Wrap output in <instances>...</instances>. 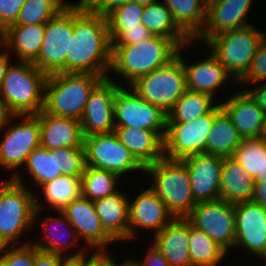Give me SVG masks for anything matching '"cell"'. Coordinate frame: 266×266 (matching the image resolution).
<instances>
[{
  "label": "cell",
  "instance_id": "9",
  "mask_svg": "<svg viewBox=\"0 0 266 266\" xmlns=\"http://www.w3.org/2000/svg\"><path fill=\"white\" fill-rule=\"evenodd\" d=\"M129 87L168 113L187 90L183 63L176 57L166 66L138 77Z\"/></svg>",
  "mask_w": 266,
  "mask_h": 266
},
{
  "label": "cell",
  "instance_id": "13",
  "mask_svg": "<svg viewBox=\"0 0 266 266\" xmlns=\"http://www.w3.org/2000/svg\"><path fill=\"white\" fill-rule=\"evenodd\" d=\"M115 127H131L149 131H166L167 113L141 98L124 83L114 99Z\"/></svg>",
  "mask_w": 266,
  "mask_h": 266
},
{
  "label": "cell",
  "instance_id": "25",
  "mask_svg": "<svg viewBox=\"0 0 266 266\" xmlns=\"http://www.w3.org/2000/svg\"><path fill=\"white\" fill-rule=\"evenodd\" d=\"M114 132L122 144L144 168L165 157L164 136L166 131L115 127Z\"/></svg>",
  "mask_w": 266,
  "mask_h": 266
},
{
  "label": "cell",
  "instance_id": "14",
  "mask_svg": "<svg viewBox=\"0 0 266 266\" xmlns=\"http://www.w3.org/2000/svg\"><path fill=\"white\" fill-rule=\"evenodd\" d=\"M214 122V109L189 122H167L164 156L172 160L206 153V142Z\"/></svg>",
  "mask_w": 266,
  "mask_h": 266
},
{
  "label": "cell",
  "instance_id": "46",
  "mask_svg": "<svg viewBox=\"0 0 266 266\" xmlns=\"http://www.w3.org/2000/svg\"><path fill=\"white\" fill-rule=\"evenodd\" d=\"M133 0H77L86 10L106 16L113 9Z\"/></svg>",
  "mask_w": 266,
  "mask_h": 266
},
{
  "label": "cell",
  "instance_id": "23",
  "mask_svg": "<svg viewBox=\"0 0 266 266\" xmlns=\"http://www.w3.org/2000/svg\"><path fill=\"white\" fill-rule=\"evenodd\" d=\"M220 104L243 140L259 138L265 112L245 90H235L226 99H221Z\"/></svg>",
  "mask_w": 266,
  "mask_h": 266
},
{
  "label": "cell",
  "instance_id": "29",
  "mask_svg": "<svg viewBox=\"0 0 266 266\" xmlns=\"http://www.w3.org/2000/svg\"><path fill=\"white\" fill-rule=\"evenodd\" d=\"M81 189V177L61 175L38 189L35 188V209H41L43 212L45 208L61 211L73 200L81 197Z\"/></svg>",
  "mask_w": 266,
  "mask_h": 266
},
{
  "label": "cell",
  "instance_id": "32",
  "mask_svg": "<svg viewBox=\"0 0 266 266\" xmlns=\"http://www.w3.org/2000/svg\"><path fill=\"white\" fill-rule=\"evenodd\" d=\"M142 24L153 34L172 39L179 47L192 39L176 24L164 2L144 6Z\"/></svg>",
  "mask_w": 266,
  "mask_h": 266
},
{
  "label": "cell",
  "instance_id": "2",
  "mask_svg": "<svg viewBox=\"0 0 266 266\" xmlns=\"http://www.w3.org/2000/svg\"><path fill=\"white\" fill-rule=\"evenodd\" d=\"M179 48L172 39L157 35L136 44L112 45L108 77L119 76L118 84L125 81V86H129L138 77L169 64L177 57Z\"/></svg>",
  "mask_w": 266,
  "mask_h": 266
},
{
  "label": "cell",
  "instance_id": "24",
  "mask_svg": "<svg viewBox=\"0 0 266 266\" xmlns=\"http://www.w3.org/2000/svg\"><path fill=\"white\" fill-rule=\"evenodd\" d=\"M40 147L55 149L62 147L84 148V135L79 120L46 113H39Z\"/></svg>",
  "mask_w": 266,
  "mask_h": 266
},
{
  "label": "cell",
  "instance_id": "17",
  "mask_svg": "<svg viewBox=\"0 0 266 266\" xmlns=\"http://www.w3.org/2000/svg\"><path fill=\"white\" fill-rule=\"evenodd\" d=\"M236 217L235 251L256 259L266 254V208L253 201L234 204ZM244 251H243V250Z\"/></svg>",
  "mask_w": 266,
  "mask_h": 266
},
{
  "label": "cell",
  "instance_id": "6",
  "mask_svg": "<svg viewBox=\"0 0 266 266\" xmlns=\"http://www.w3.org/2000/svg\"><path fill=\"white\" fill-rule=\"evenodd\" d=\"M103 79L87 73H53L45 83L43 110L80 121L91 91Z\"/></svg>",
  "mask_w": 266,
  "mask_h": 266
},
{
  "label": "cell",
  "instance_id": "41",
  "mask_svg": "<svg viewBox=\"0 0 266 266\" xmlns=\"http://www.w3.org/2000/svg\"><path fill=\"white\" fill-rule=\"evenodd\" d=\"M58 154L59 169L62 175L82 177L86 163L84 148H55Z\"/></svg>",
  "mask_w": 266,
  "mask_h": 266
},
{
  "label": "cell",
  "instance_id": "21",
  "mask_svg": "<svg viewBox=\"0 0 266 266\" xmlns=\"http://www.w3.org/2000/svg\"><path fill=\"white\" fill-rule=\"evenodd\" d=\"M61 211L90 251H108L117 243L102 227L93 201L81 196Z\"/></svg>",
  "mask_w": 266,
  "mask_h": 266
},
{
  "label": "cell",
  "instance_id": "8",
  "mask_svg": "<svg viewBox=\"0 0 266 266\" xmlns=\"http://www.w3.org/2000/svg\"><path fill=\"white\" fill-rule=\"evenodd\" d=\"M266 35L249 25L219 34L204 43L238 83L247 73L257 49Z\"/></svg>",
  "mask_w": 266,
  "mask_h": 266
},
{
  "label": "cell",
  "instance_id": "12",
  "mask_svg": "<svg viewBox=\"0 0 266 266\" xmlns=\"http://www.w3.org/2000/svg\"><path fill=\"white\" fill-rule=\"evenodd\" d=\"M187 219L230 254L235 247L234 204L223 199L196 203Z\"/></svg>",
  "mask_w": 266,
  "mask_h": 266
},
{
  "label": "cell",
  "instance_id": "4",
  "mask_svg": "<svg viewBox=\"0 0 266 266\" xmlns=\"http://www.w3.org/2000/svg\"><path fill=\"white\" fill-rule=\"evenodd\" d=\"M0 182V247L29 244L21 236L34 229V192L13 179Z\"/></svg>",
  "mask_w": 266,
  "mask_h": 266
},
{
  "label": "cell",
  "instance_id": "39",
  "mask_svg": "<svg viewBox=\"0 0 266 266\" xmlns=\"http://www.w3.org/2000/svg\"><path fill=\"white\" fill-rule=\"evenodd\" d=\"M70 3L66 0H25L14 25L45 24Z\"/></svg>",
  "mask_w": 266,
  "mask_h": 266
},
{
  "label": "cell",
  "instance_id": "1",
  "mask_svg": "<svg viewBox=\"0 0 266 266\" xmlns=\"http://www.w3.org/2000/svg\"><path fill=\"white\" fill-rule=\"evenodd\" d=\"M111 59L112 40L106 16L88 11L74 1V28L66 55V73L107 78Z\"/></svg>",
  "mask_w": 266,
  "mask_h": 266
},
{
  "label": "cell",
  "instance_id": "10",
  "mask_svg": "<svg viewBox=\"0 0 266 266\" xmlns=\"http://www.w3.org/2000/svg\"><path fill=\"white\" fill-rule=\"evenodd\" d=\"M83 147L86 166L106 170L122 178L126 174L145 173V168L122 144L114 131L84 136Z\"/></svg>",
  "mask_w": 266,
  "mask_h": 266
},
{
  "label": "cell",
  "instance_id": "18",
  "mask_svg": "<svg viewBox=\"0 0 266 266\" xmlns=\"http://www.w3.org/2000/svg\"><path fill=\"white\" fill-rule=\"evenodd\" d=\"M103 78L91 91L80 119L84 136L115 130L114 99L119 79Z\"/></svg>",
  "mask_w": 266,
  "mask_h": 266
},
{
  "label": "cell",
  "instance_id": "40",
  "mask_svg": "<svg viewBox=\"0 0 266 266\" xmlns=\"http://www.w3.org/2000/svg\"><path fill=\"white\" fill-rule=\"evenodd\" d=\"M144 6L134 1L121 5L106 15L108 28H128L142 24Z\"/></svg>",
  "mask_w": 266,
  "mask_h": 266
},
{
  "label": "cell",
  "instance_id": "47",
  "mask_svg": "<svg viewBox=\"0 0 266 266\" xmlns=\"http://www.w3.org/2000/svg\"><path fill=\"white\" fill-rule=\"evenodd\" d=\"M113 255V256H112ZM113 252L108 251H90L86 253V266H125L130 259L124 257L122 262L117 263V258H114Z\"/></svg>",
  "mask_w": 266,
  "mask_h": 266
},
{
  "label": "cell",
  "instance_id": "42",
  "mask_svg": "<svg viewBox=\"0 0 266 266\" xmlns=\"http://www.w3.org/2000/svg\"><path fill=\"white\" fill-rule=\"evenodd\" d=\"M35 246L25 245L1 246L0 266H33Z\"/></svg>",
  "mask_w": 266,
  "mask_h": 266
},
{
  "label": "cell",
  "instance_id": "3",
  "mask_svg": "<svg viewBox=\"0 0 266 266\" xmlns=\"http://www.w3.org/2000/svg\"><path fill=\"white\" fill-rule=\"evenodd\" d=\"M47 77L32 62L13 61L0 85V104L9 115L39 114Z\"/></svg>",
  "mask_w": 266,
  "mask_h": 266
},
{
  "label": "cell",
  "instance_id": "60",
  "mask_svg": "<svg viewBox=\"0 0 266 266\" xmlns=\"http://www.w3.org/2000/svg\"><path fill=\"white\" fill-rule=\"evenodd\" d=\"M260 261L263 263V261L266 262V254L260 259Z\"/></svg>",
  "mask_w": 266,
  "mask_h": 266
},
{
  "label": "cell",
  "instance_id": "56",
  "mask_svg": "<svg viewBox=\"0 0 266 266\" xmlns=\"http://www.w3.org/2000/svg\"><path fill=\"white\" fill-rule=\"evenodd\" d=\"M134 2L141 4L142 6H148L153 3H157L161 0H133Z\"/></svg>",
  "mask_w": 266,
  "mask_h": 266
},
{
  "label": "cell",
  "instance_id": "55",
  "mask_svg": "<svg viewBox=\"0 0 266 266\" xmlns=\"http://www.w3.org/2000/svg\"><path fill=\"white\" fill-rule=\"evenodd\" d=\"M259 139L264 140L266 142V114L264 117V122L262 124L260 134H259Z\"/></svg>",
  "mask_w": 266,
  "mask_h": 266
},
{
  "label": "cell",
  "instance_id": "54",
  "mask_svg": "<svg viewBox=\"0 0 266 266\" xmlns=\"http://www.w3.org/2000/svg\"><path fill=\"white\" fill-rule=\"evenodd\" d=\"M8 116L9 114L7 113L5 108L0 104V133Z\"/></svg>",
  "mask_w": 266,
  "mask_h": 266
},
{
  "label": "cell",
  "instance_id": "52",
  "mask_svg": "<svg viewBox=\"0 0 266 266\" xmlns=\"http://www.w3.org/2000/svg\"><path fill=\"white\" fill-rule=\"evenodd\" d=\"M252 201L266 208V182H255Z\"/></svg>",
  "mask_w": 266,
  "mask_h": 266
},
{
  "label": "cell",
  "instance_id": "45",
  "mask_svg": "<svg viewBox=\"0 0 266 266\" xmlns=\"http://www.w3.org/2000/svg\"><path fill=\"white\" fill-rule=\"evenodd\" d=\"M25 0H0V28L5 32L16 20Z\"/></svg>",
  "mask_w": 266,
  "mask_h": 266
},
{
  "label": "cell",
  "instance_id": "58",
  "mask_svg": "<svg viewBox=\"0 0 266 266\" xmlns=\"http://www.w3.org/2000/svg\"><path fill=\"white\" fill-rule=\"evenodd\" d=\"M259 182H266V157H265V166H264V176Z\"/></svg>",
  "mask_w": 266,
  "mask_h": 266
},
{
  "label": "cell",
  "instance_id": "48",
  "mask_svg": "<svg viewBox=\"0 0 266 266\" xmlns=\"http://www.w3.org/2000/svg\"><path fill=\"white\" fill-rule=\"evenodd\" d=\"M149 243L150 246L144 253L145 256H143L142 259L138 258V260L137 258H130V261L135 266H170L169 262L162 255L161 251L152 243V241Z\"/></svg>",
  "mask_w": 266,
  "mask_h": 266
},
{
  "label": "cell",
  "instance_id": "53",
  "mask_svg": "<svg viewBox=\"0 0 266 266\" xmlns=\"http://www.w3.org/2000/svg\"><path fill=\"white\" fill-rule=\"evenodd\" d=\"M61 266H86V254L78 257H66Z\"/></svg>",
  "mask_w": 266,
  "mask_h": 266
},
{
  "label": "cell",
  "instance_id": "7",
  "mask_svg": "<svg viewBox=\"0 0 266 266\" xmlns=\"http://www.w3.org/2000/svg\"><path fill=\"white\" fill-rule=\"evenodd\" d=\"M145 175L174 218H187L196 203L191 191L186 164L182 160L162 158L145 168ZM149 176V177H148Z\"/></svg>",
  "mask_w": 266,
  "mask_h": 266
},
{
  "label": "cell",
  "instance_id": "26",
  "mask_svg": "<svg viewBox=\"0 0 266 266\" xmlns=\"http://www.w3.org/2000/svg\"><path fill=\"white\" fill-rule=\"evenodd\" d=\"M170 266H192L189 253V220L174 218L163 230L152 236Z\"/></svg>",
  "mask_w": 266,
  "mask_h": 266
},
{
  "label": "cell",
  "instance_id": "27",
  "mask_svg": "<svg viewBox=\"0 0 266 266\" xmlns=\"http://www.w3.org/2000/svg\"><path fill=\"white\" fill-rule=\"evenodd\" d=\"M93 203L105 231L116 242H129V196L124 190Z\"/></svg>",
  "mask_w": 266,
  "mask_h": 266
},
{
  "label": "cell",
  "instance_id": "35",
  "mask_svg": "<svg viewBox=\"0 0 266 266\" xmlns=\"http://www.w3.org/2000/svg\"><path fill=\"white\" fill-rule=\"evenodd\" d=\"M220 102L208 94L186 90L167 113V122H189L210 113Z\"/></svg>",
  "mask_w": 266,
  "mask_h": 266
},
{
  "label": "cell",
  "instance_id": "30",
  "mask_svg": "<svg viewBox=\"0 0 266 266\" xmlns=\"http://www.w3.org/2000/svg\"><path fill=\"white\" fill-rule=\"evenodd\" d=\"M254 178L232 157H225L222 164L220 199L230 204L253 200Z\"/></svg>",
  "mask_w": 266,
  "mask_h": 266
},
{
  "label": "cell",
  "instance_id": "43",
  "mask_svg": "<svg viewBox=\"0 0 266 266\" xmlns=\"http://www.w3.org/2000/svg\"><path fill=\"white\" fill-rule=\"evenodd\" d=\"M266 82V35L263 37L246 75L237 83L239 89Z\"/></svg>",
  "mask_w": 266,
  "mask_h": 266
},
{
  "label": "cell",
  "instance_id": "33",
  "mask_svg": "<svg viewBox=\"0 0 266 266\" xmlns=\"http://www.w3.org/2000/svg\"><path fill=\"white\" fill-rule=\"evenodd\" d=\"M24 169L33 182L31 181L32 184H29L25 179L20 184L25 185L33 192H35L34 186L38 189L44 183L62 175L59 169L58 154L55 153L54 149L48 150L42 147L34 149L28 155L23 171Z\"/></svg>",
  "mask_w": 266,
  "mask_h": 266
},
{
  "label": "cell",
  "instance_id": "19",
  "mask_svg": "<svg viewBox=\"0 0 266 266\" xmlns=\"http://www.w3.org/2000/svg\"><path fill=\"white\" fill-rule=\"evenodd\" d=\"M144 188L133 197L134 199L129 197V242L139 238L141 232L137 230H151V234L153 232L155 235L174 219L155 191L150 186Z\"/></svg>",
  "mask_w": 266,
  "mask_h": 266
},
{
  "label": "cell",
  "instance_id": "31",
  "mask_svg": "<svg viewBox=\"0 0 266 266\" xmlns=\"http://www.w3.org/2000/svg\"><path fill=\"white\" fill-rule=\"evenodd\" d=\"M242 141L239 131L219 103L214 108V122L207 137L206 153L230 157Z\"/></svg>",
  "mask_w": 266,
  "mask_h": 266
},
{
  "label": "cell",
  "instance_id": "50",
  "mask_svg": "<svg viewBox=\"0 0 266 266\" xmlns=\"http://www.w3.org/2000/svg\"><path fill=\"white\" fill-rule=\"evenodd\" d=\"M254 87L244 88V90L250 95V97L258 104V106L266 114V82H262Z\"/></svg>",
  "mask_w": 266,
  "mask_h": 266
},
{
  "label": "cell",
  "instance_id": "28",
  "mask_svg": "<svg viewBox=\"0 0 266 266\" xmlns=\"http://www.w3.org/2000/svg\"><path fill=\"white\" fill-rule=\"evenodd\" d=\"M45 24L12 25L4 32V48L15 61L33 62L40 53Z\"/></svg>",
  "mask_w": 266,
  "mask_h": 266
},
{
  "label": "cell",
  "instance_id": "37",
  "mask_svg": "<svg viewBox=\"0 0 266 266\" xmlns=\"http://www.w3.org/2000/svg\"><path fill=\"white\" fill-rule=\"evenodd\" d=\"M121 177L115 173L86 166L81 177V196L95 201L119 192Z\"/></svg>",
  "mask_w": 266,
  "mask_h": 266
},
{
  "label": "cell",
  "instance_id": "15",
  "mask_svg": "<svg viewBox=\"0 0 266 266\" xmlns=\"http://www.w3.org/2000/svg\"><path fill=\"white\" fill-rule=\"evenodd\" d=\"M52 212L53 214L57 213L56 216L52 213L43 216V214H41V209H35L33 227H35L36 223L39 224V228L43 231L41 234L42 239L39 240L41 242L37 239H35L36 241L34 240V242L31 240L30 243L40 251L59 254L65 257H78L90 252L85 245L81 244L82 241L77 231L72 227L64 213L62 211ZM73 247H76L77 251L75 250V252L71 254Z\"/></svg>",
  "mask_w": 266,
  "mask_h": 266
},
{
  "label": "cell",
  "instance_id": "11",
  "mask_svg": "<svg viewBox=\"0 0 266 266\" xmlns=\"http://www.w3.org/2000/svg\"><path fill=\"white\" fill-rule=\"evenodd\" d=\"M74 28V1L56 17L45 23V34L39 56L32 62L45 74L66 73L70 36Z\"/></svg>",
  "mask_w": 266,
  "mask_h": 266
},
{
  "label": "cell",
  "instance_id": "5",
  "mask_svg": "<svg viewBox=\"0 0 266 266\" xmlns=\"http://www.w3.org/2000/svg\"><path fill=\"white\" fill-rule=\"evenodd\" d=\"M0 140V169L8 171V179L23 183L22 168L28 155L40 147V122L37 115H9ZM11 174H10V173Z\"/></svg>",
  "mask_w": 266,
  "mask_h": 266
},
{
  "label": "cell",
  "instance_id": "59",
  "mask_svg": "<svg viewBox=\"0 0 266 266\" xmlns=\"http://www.w3.org/2000/svg\"><path fill=\"white\" fill-rule=\"evenodd\" d=\"M125 266H135L131 261L130 259L126 262V265Z\"/></svg>",
  "mask_w": 266,
  "mask_h": 266
},
{
  "label": "cell",
  "instance_id": "38",
  "mask_svg": "<svg viewBox=\"0 0 266 266\" xmlns=\"http://www.w3.org/2000/svg\"><path fill=\"white\" fill-rule=\"evenodd\" d=\"M255 182L264 176L266 142L259 138L244 139L232 156Z\"/></svg>",
  "mask_w": 266,
  "mask_h": 266
},
{
  "label": "cell",
  "instance_id": "44",
  "mask_svg": "<svg viewBox=\"0 0 266 266\" xmlns=\"http://www.w3.org/2000/svg\"><path fill=\"white\" fill-rule=\"evenodd\" d=\"M112 45H128L140 43L153 34L143 25L128 28H108Z\"/></svg>",
  "mask_w": 266,
  "mask_h": 266
},
{
  "label": "cell",
  "instance_id": "49",
  "mask_svg": "<svg viewBox=\"0 0 266 266\" xmlns=\"http://www.w3.org/2000/svg\"><path fill=\"white\" fill-rule=\"evenodd\" d=\"M65 256L40 251L35 247L33 266H61Z\"/></svg>",
  "mask_w": 266,
  "mask_h": 266
},
{
  "label": "cell",
  "instance_id": "36",
  "mask_svg": "<svg viewBox=\"0 0 266 266\" xmlns=\"http://www.w3.org/2000/svg\"><path fill=\"white\" fill-rule=\"evenodd\" d=\"M188 246L192 266H219L227 258L228 253L190 221Z\"/></svg>",
  "mask_w": 266,
  "mask_h": 266
},
{
  "label": "cell",
  "instance_id": "16",
  "mask_svg": "<svg viewBox=\"0 0 266 266\" xmlns=\"http://www.w3.org/2000/svg\"><path fill=\"white\" fill-rule=\"evenodd\" d=\"M193 43L195 42L192 40V43L189 42L180 46L177 54L185 69L186 88L188 90L208 94L216 99V96H219V90H223V88L227 89L225 86L227 83L229 85V81L234 83L235 86L237 85L234 78L209 49L208 51L205 50V52H208L206 58H200L201 60H195L191 63L188 62L190 59H187L186 62L185 54L188 53L186 50L191 45L193 46Z\"/></svg>",
  "mask_w": 266,
  "mask_h": 266
},
{
  "label": "cell",
  "instance_id": "57",
  "mask_svg": "<svg viewBox=\"0 0 266 266\" xmlns=\"http://www.w3.org/2000/svg\"><path fill=\"white\" fill-rule=\"evenodd\" d=\"M4 47V31L0 28V49Z\"/></svg>",
  "mask_w": 266,
  "mask_h": 266
},
{
  "label": "cell",
  "instance_id": "20",
  "mask_svg": "<svg viewBox=\"0 0 266 266\" xmlns=\"http://www.w3.org/2000/svg\"><path fill=\"white\" fill-rule=\"evenodd\" d=\"M252 3L253 0H208L203 29L193 41L202 45L219 34L251 25L247 19Z\"/></svg>",
  "mask_w": 266,
  "mask_h": 266
},
{
  "label": "cell",
  "instance_id": "22",
  "mask_svg": "<svg viewBox=\"0 0 266 266\" xmlns=\"http://www.w3.org/2000/svg\"><path fill=\"white\" fill-rule=\"evenodd\" d=\"M223 157L200 153L185 157L195 203L220 198Z\"/></svg>",
  "mask_w": 266,
  "mask_h": 266
},
{
  "label": "cell",
  "instance_id": "51",
  "mask_svg": "<svg viewBox=\"0 0 266 266\" xmlns=\"http://www.w3.org/2000/svg\"><path fill=\"white\" fill-rule=\"evenodd\" d=\"M4 49H5L4 47L0 49V85L4 77L6 76L8 68L13 63L12 61H14L11 60L13 59L11 54L6 49L5 50Z\"/></svg>",
  "mask_w": 266,
  "mask_h": 266
},
{
  "label": "cell",
  "instance_id": "34",
  "mask_svg": "<svg viewBox=\"0 0 266 266\" xmlns=\"http://www.w3.org/2000/svg\"><path fill=\"white\" fill-rule=\"evenodd\" d=\"M170 9L176 24L193 40L203 29L207 0H161Z\"/></svg>",
  "mask_w": 266,
  "mask_h": 266
}]
</instances>
